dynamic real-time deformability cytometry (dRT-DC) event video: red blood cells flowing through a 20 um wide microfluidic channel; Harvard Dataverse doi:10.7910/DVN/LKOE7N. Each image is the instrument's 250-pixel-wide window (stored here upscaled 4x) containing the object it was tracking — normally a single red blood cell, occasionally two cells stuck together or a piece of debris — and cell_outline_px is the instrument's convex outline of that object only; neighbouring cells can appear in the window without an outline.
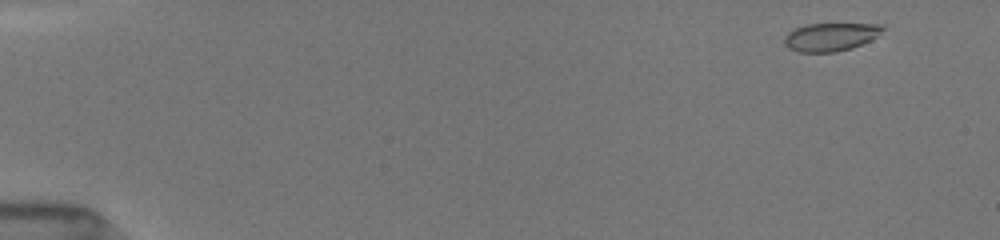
{"species": "common noctule bat (a hibernating species)", "species_latin": "Nyctalus noctula", "temperature_condition": "room temperature", "stored_images_in_passage": 50, "camera_frame_rate_fps": 3000, "um_per_image_px": 0.085, "animal": {"sex": "female", "body_mass_g": 19.5, "forearm_length_mm": 54.1}, "frame": {"image": 1, "passage_image": 2, "time_ms": 0.333, "image_size_px": [1000, 240], "cell_outline_px": [[884, 28], [872, 40], [852, 48], [836, 52], [796, 52], [788, 48], [784, 44], [784, 36], [788, 32], [804, 24], [884, 24]], "centroid_in_image_um": [70.57, 3.14], "position_along_channel_um": 14.4, "area_um2": 16.24}}
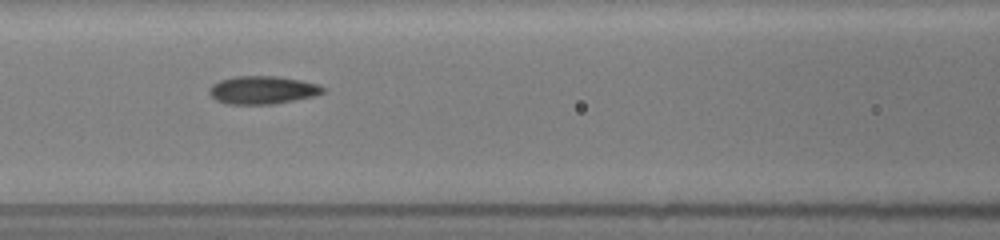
{"frame": {"image": 2, "passage_image": 22, "time_ms": 7.0, "image_size_px": [1000, 240], "cell_outline_px": [[324, 92], [316, 96], [272, 104], [228, 104], [216, 100], [208, 92], [208, 88], [212, 84], [220, 80], [236, 76], [280, 76], [320, 84], [324, 88]], "centroid_in_image_um": [22.32, 7.64], "position_along_channel_um": 144.3, "area_um2": 18.67}}
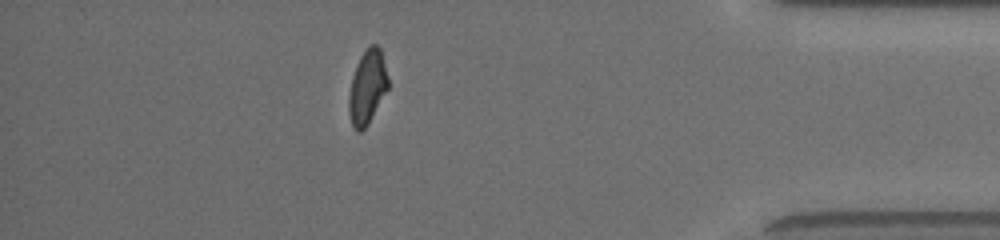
{"frame": {"image": 3, "passage_image": 44, "time_ms": 14.333, "image_size_px": [1000, 240], "cell_outline_px": [[388, 88], [368, 124], [360, 132], [356, 132], [352, 128], [348, 112], [348, 96], [352, 76], [360, 56], [368, 44], [376, 44], [380, 48], [388, 76]], "centroid_in_image_um": [31.2, 7.41], "position_along_channel_um": 404.0, "area_um2": 17.11}, "authors_computed_cell_mechanics": {"area_um2": 17.2533, "velocity_mm_per_s": 4.0156, "shape_relaxation_time_tau1_ms": 4.1967, "shape_relaxation_time_tau2_ms": 1.9768, "deformation_change_tau1": 0.1441, "deformation_change_tau2": 0.0822}}